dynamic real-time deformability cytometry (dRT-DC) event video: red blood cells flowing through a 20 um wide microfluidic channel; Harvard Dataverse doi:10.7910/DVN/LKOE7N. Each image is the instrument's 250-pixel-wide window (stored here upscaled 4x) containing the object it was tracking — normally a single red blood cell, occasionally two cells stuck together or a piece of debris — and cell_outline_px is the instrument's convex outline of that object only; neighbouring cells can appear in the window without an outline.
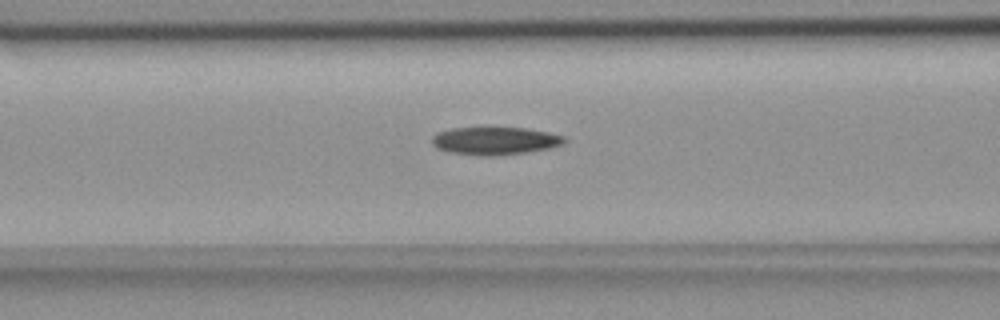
{"species": "common noctule bat (a hibernating species)", "species_latin": "Nyctalus noctula", "temperature_condition": "room temperature", "stored_images_in_passage": 44, "camera_frame_rate_fps": 3000, "um_per_image_px": 0.085, "animal": {"sex": "female", "body_mass_g": 18.4}, "frame": {"image": 1, "passage_image": 10, "time_ms": 3.0, "image_size_px": [1000, 320], "cell_outline_px": [[568, 140], [564, 144], [548, 148], [524, 152], [492, 156], [476, 156], [448, 152], [436, 148], [432, 144], [432, 136], [440, 132], [452, 128], [480, 124], [484, 124], [524, 128], [548, 132], [564, 136]], "centroid_in_image_um": [42.02, 11.92], "position_along_channel_um": 124.6, "area_um2": 22.48}}
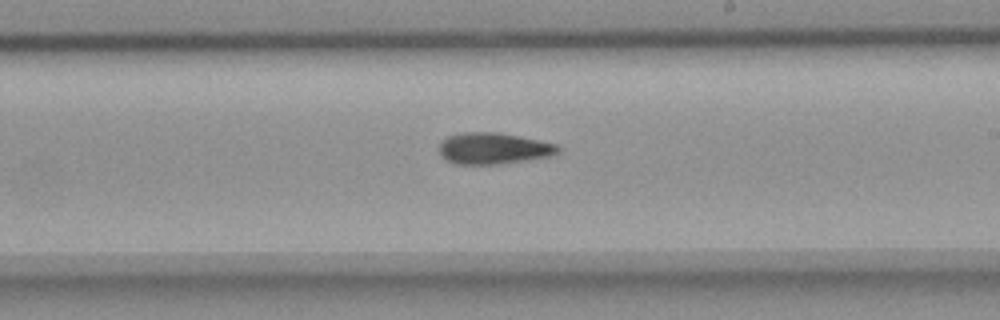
{"frame": {"image": 2, "passage_image": 20, "time_ms": 6.333, "image_size_px": [1000, 320], "cell_outline_px": [[560, 152], [548, 156], [496, 164], [456, 164], [440, 156], [440, 144], [448, 136], [464, 132], [496, 132], [520, 136], [556, 144], [560, 148]], "centroid_in_image_um": [41.93, 12.6], "position_along_channel_um": 247.1, "area_um2": 21.39}}
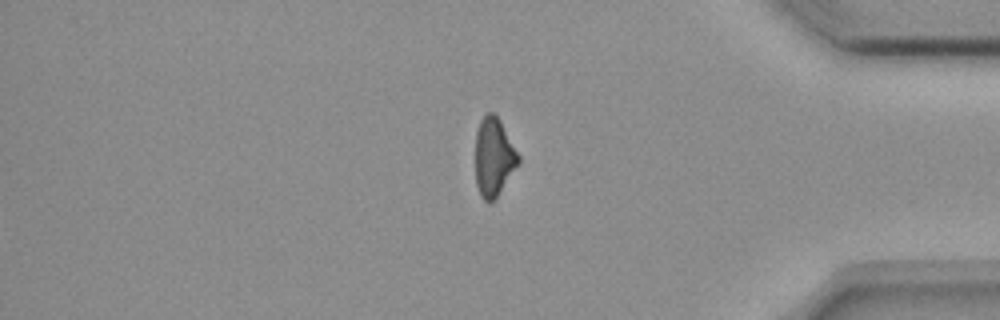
{"frame": {"image": 3, "passage_image": 34, "time_ms": 11.0, "image_size_px": [1000, 320], "cell_outline_px": [[520, 160], [496, 196], [488, 204], [480, 196], [476, 184], [476, 132], [480, 120], [488, 112], [492, 112], [500, 120], [520, 156]], "centroid_in_image_um": [41.95, 13.33], "position_along_channel_um": 393.3, "area_um2": 19.25}}